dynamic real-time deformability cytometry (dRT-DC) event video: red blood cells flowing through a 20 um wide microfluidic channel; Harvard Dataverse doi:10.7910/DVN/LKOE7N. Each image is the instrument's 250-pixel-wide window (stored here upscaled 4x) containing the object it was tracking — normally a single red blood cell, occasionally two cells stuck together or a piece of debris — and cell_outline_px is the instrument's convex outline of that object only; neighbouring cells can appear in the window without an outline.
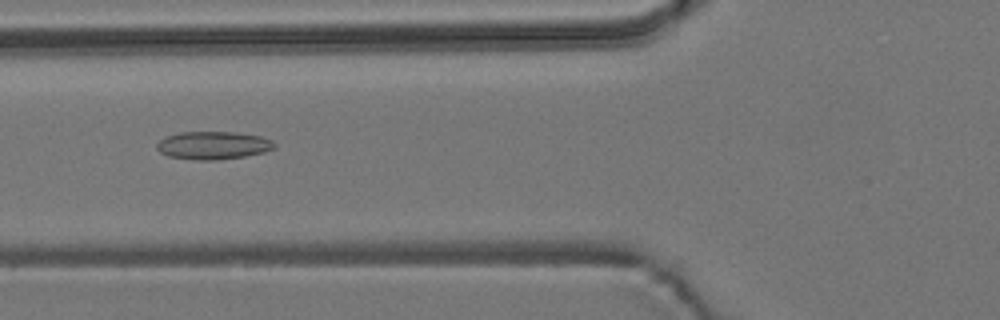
{"species": "common noctule bat (a hibernating species)", "species_latin": "Nyctalus noctula", "temperature_condition": "room temperature", "stored_images_in_passage": 9, "camera_frame_rate_fps": 3000, "um_per_image_px": 0.085, "animal": {"sex": "male", "body_mass_g": 19.2, "forearm_length_mm": 51.8}, "frame": {"image": 1, "passage_image": 6, "time_ms": 6.667, "image_size_px": [1000, 320], "cell_outline_px": [[276, 148], [264, 152], [244, 156], [216, 160], [196, 160], [168, 156], [160, 152], [156, 148], [156, 144], [164, 136], [180, 132], [236, 132], [260, 136], [272, 140], [276, 144]], "centroid_in_image_um": [18.11, 12.35], "position_along_channel_um": 107.7, "area_um2": 19.25}}
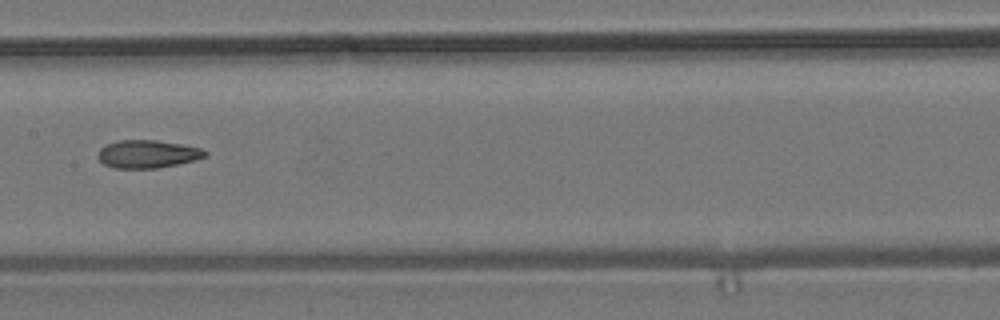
{"frame": {"image": 2, "passage_image": 8, "time_ms": 9.0, "image_size_px": [1000, 320], "cell_outline_px": [[208, 156], [196, 160], [156, 168], [112, 168], [104, 164], [96, 156], [100, 148], [104, 144], [120, 140], [156, 140], [180, 144], [200, 148], [208, 152]], "centroid_in_image_um": [12.52, 13.09], "position_along_channel_um": 194.9, "area_um2": 17.51}}
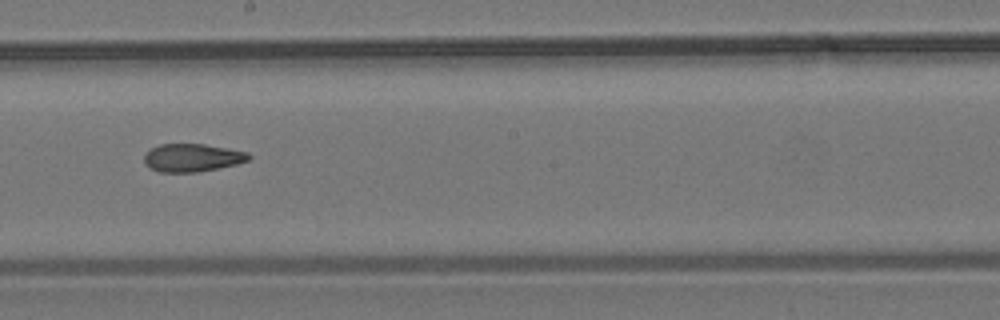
{"frame": {"image": 3, "passage_image": 9, "time_ms": 10.0, "image_size_px": [1000, 320], "cell_outline_px": [[252, 156], [248, 160], [236, 164], [196, 172], [160, 172], [148, 168], [144, 164], [144, 156], [152, 148], [160, 144], [204, 144], [248, 152]], "centroid_in_image_um": [16.31, 13.41], "position_along_channel_um": 231.9, "area_um2": 16.94}}